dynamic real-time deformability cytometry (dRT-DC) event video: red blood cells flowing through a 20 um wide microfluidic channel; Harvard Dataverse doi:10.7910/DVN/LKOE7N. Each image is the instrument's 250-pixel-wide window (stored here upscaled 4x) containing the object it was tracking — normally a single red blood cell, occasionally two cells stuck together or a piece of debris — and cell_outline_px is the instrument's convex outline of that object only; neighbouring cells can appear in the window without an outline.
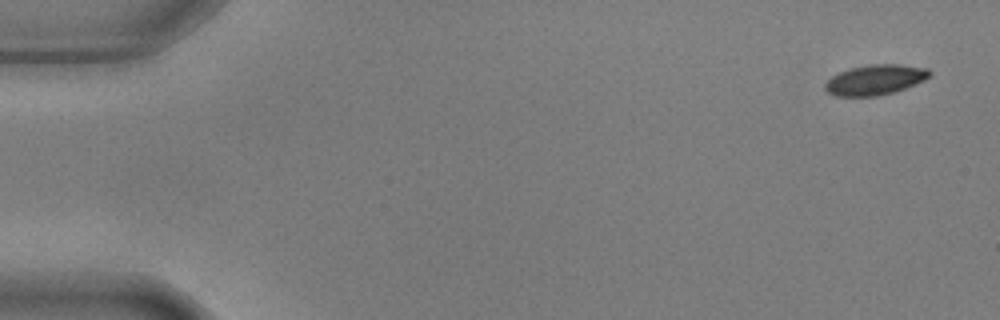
{"species": "common noctule bat (a hibernating species)", "species_latin": "Nyctalus noctula", "temperature_condition": "warm", "stored_images_in_passage": 54, "camera_frame_rate_fps": 3000, "um_per_image_px": 0.085, "animal": {"sex": "male", "body_mass_g": 17.9, "forearm_length_mm": 54.2}, "frame": {"image": 1, "passage_image": 1, "time_ms": 0.0, "image_size_px": [1000, 320], "cell_outline_px": [[932, 76], [924, 80], [904, 88], [892, 92], [876, 96], [836, 96], [828, 92], [824, 88], [824, 84], [832, 76], [848, 68], [872, 64], [900, 64], [928, 68], [932, 72]], "centroid_in_image_um": [74.4, 6.77], "position_along_channel_um": 10.6, "area_um2": 18.38}}
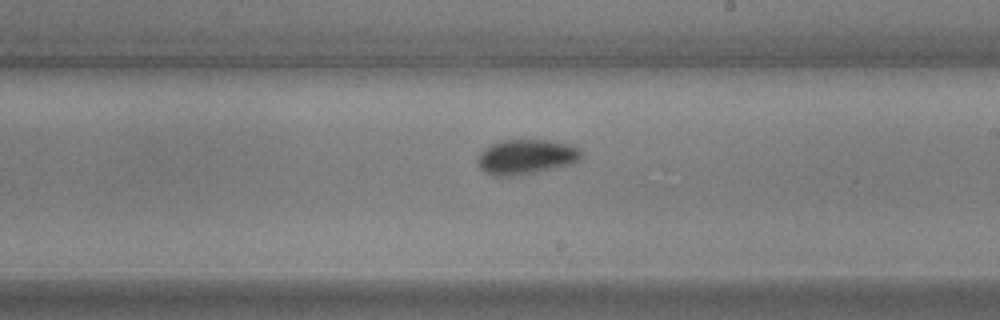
{"frame": {"image": 2, "passage_image": 31, "time_ms": 10.0, "image_size_px": [1000, 320], "cell_outline_px": [[584, 152], [580, 160], [572, 164], [520, 176], [496, 176], [484, 172], [476, 164], [476, 156], [484, 148], [500, 140], [548, 140], [572, 144], [580, 148]], "centroid_in_image_um": [44.73, 13.33], "position_along_channel_um": 244.3, "area_um2": 21.68}}
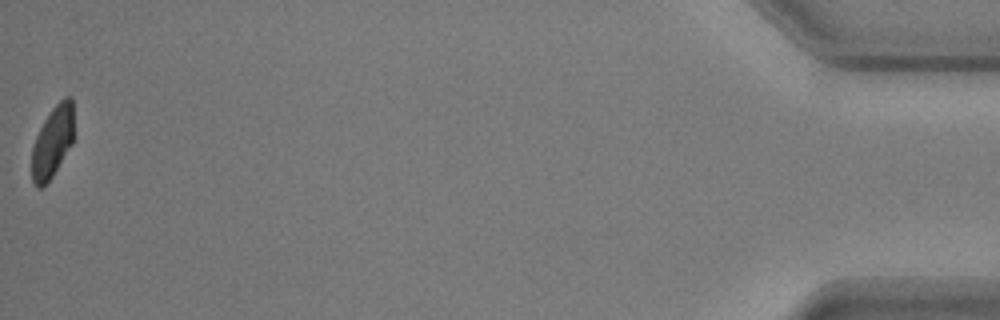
{"frame": {"image": 3, "passage_image": 54, "time_ms": 17.667, "image_size_px": [1000, 320], "cell_outline_px": [[72, 144], [52, 176], [40, 188], [36, 188], [32, 180], [32, 148], [36, 136], [44, 120], [52, 108], [64, 96], [72, 96]], "centroid_in_image_um": [4.45, 12.05], "position_along_channel_um": 430.8, "area_um2": 17.17}, "authors_computed_cell_mechanics": {"area_um2": 19.6809, "velocity_mm_per_s": 3.6535, "shape_relaxation_time_tau1_ms": 7.5411, "shape_relaxation_time_tau2_ms": null, "deformation_change_tau1": 0.2081, "deformation_change_tau2": null}}